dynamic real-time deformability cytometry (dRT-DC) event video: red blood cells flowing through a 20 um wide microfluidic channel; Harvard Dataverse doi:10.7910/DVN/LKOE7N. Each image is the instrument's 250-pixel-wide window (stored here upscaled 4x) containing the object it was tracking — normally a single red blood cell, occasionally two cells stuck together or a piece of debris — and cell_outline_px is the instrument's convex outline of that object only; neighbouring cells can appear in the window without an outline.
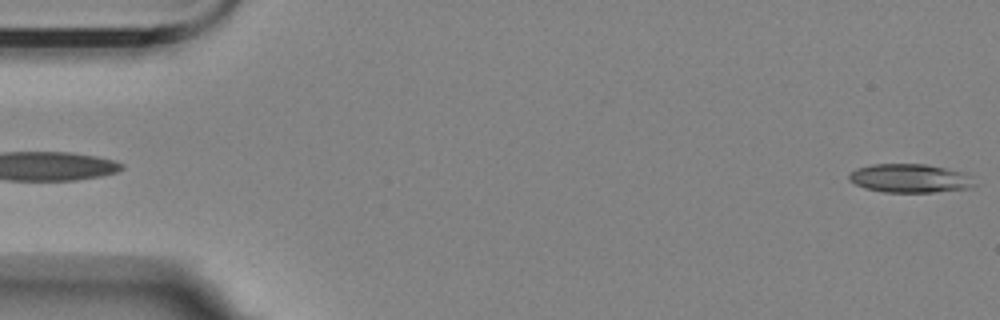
{"species": "Egyptian fruit bat (a non-hibernating species)", "species_latin": "Rousettus aegyptiacus", "temperature_condition": "room temperature", "stored_images_in_passage": 4, "camera_frame_rate_fps": 3000, "um_per_image_px": 0.085, "animal": {"sex": "female"}, "frame": {"image": 1, "passage_image": 4, "time_ms": 4.0, "image_size_px": [1000, 320], "cell_outline_px": [[980, 184], [968, 188], [932, 192], [884, 192], [864, 188], [848, 180], [848, 176], [856, 168], [872, 164], [928, 164], [968, 172]], "centroid_in_image_um": [77.43, 15.14], "position_along_channel_um": 7.6, "area_um2": 21.39}}